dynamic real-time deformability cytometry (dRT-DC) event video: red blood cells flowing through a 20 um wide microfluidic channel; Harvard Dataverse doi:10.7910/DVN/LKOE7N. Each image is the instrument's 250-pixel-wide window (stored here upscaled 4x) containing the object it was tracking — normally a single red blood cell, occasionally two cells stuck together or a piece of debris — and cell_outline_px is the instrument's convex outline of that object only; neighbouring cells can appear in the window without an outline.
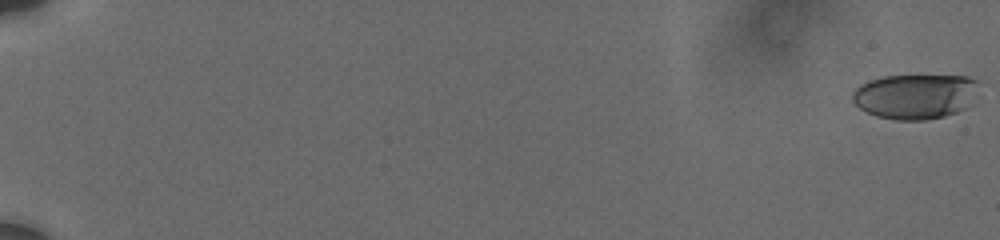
{"species": "human", "species_latin": "Homo sapiens", "temperature_condition": "cold", "stored_images_in_passage": 55, "camera_frame_rate_fps": 3000, "um_per_image_px": 0.085, "donor": {"sex": "male"}, "frame": {"image": 1, "passage_image": 1, "time_ms": 0.0, "image_size_px": [1000, 240], "cell_outline_px": [[980, 80], [964, 108], [956, 112], [944, 116], [924, 120], [896, 120], [876, 116], [860, 108], [852, 100], [852, 92], [860, 84], [868, 80], [884, 76], [968, 76]], "centroid_in_image_um": [77.73, 8.18], "position_along_channel_um": 7.3, "area_um2": 32.71}}